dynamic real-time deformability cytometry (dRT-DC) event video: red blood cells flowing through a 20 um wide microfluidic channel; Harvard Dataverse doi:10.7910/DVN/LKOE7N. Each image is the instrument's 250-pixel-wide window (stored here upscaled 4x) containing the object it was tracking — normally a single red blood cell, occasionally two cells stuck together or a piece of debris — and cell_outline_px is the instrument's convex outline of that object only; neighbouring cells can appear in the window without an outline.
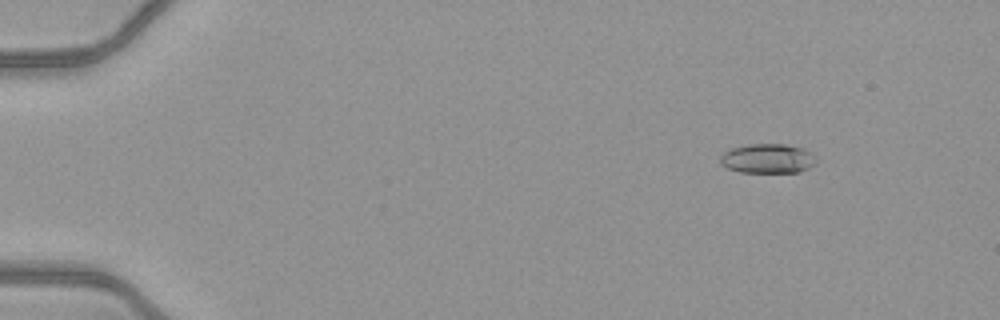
{"species": "common noctule bat (a hibernating species)", "species_latin": "Nyctalus noctula", "temperature_condition": "warm", "stored_images_in_passage": 52, "camera_frame_rate_fps": 3000, "um_per_image_px": 0.085, "animal": {"sex": "female", "body_mass_g": 21.9}, "frame": {"image": 1, "passage_image": 7, "time_ms": 2.0, "image_size_px": [1000, 320], "cell_outline_px": [[816, 164], [800, 172], [740, 172], [728, 168], [720, 164], [720, 156], [724, 152], [732, 148], [748, 144], [784, 144], [804, 148], [816, 160]], "centroid_in_image_um": [65.23, 13.48], "position_along_channel_um": 19.8, "area_um2": 16.42}}
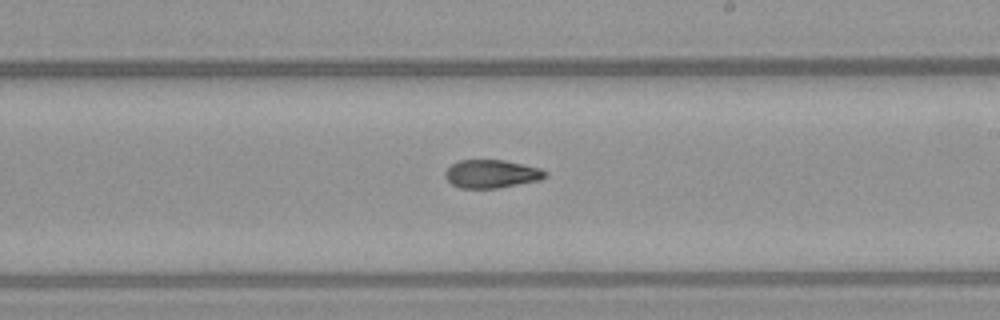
{"frame": {"image": 2, "passage_image": 32, "time_ms": 10.333, "image_size_px": [1000, 320], "cell_outline_px": [[548, 176], [540, 180], [496, 188], [460, 188], [452, 184], [444, 176], [444, 172], [452, 164], [460, 160], [504, 160], [540, 168], [548, 172]], "centroid_in_image_um": [41.79, 14.78], "position_along_channel_um": 247.2, "area_um2": 16.42}}
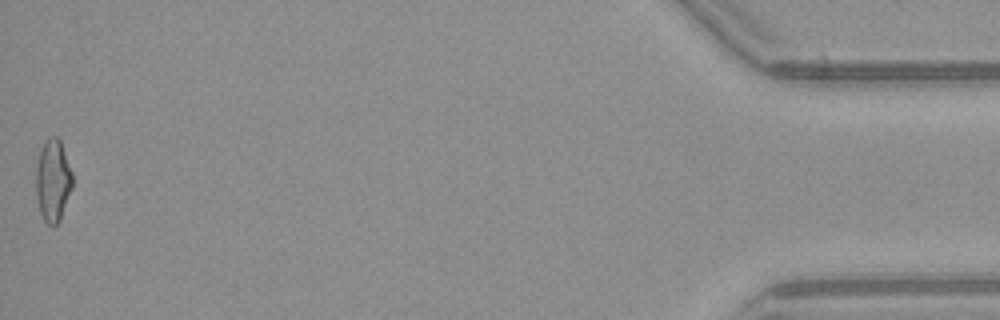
{"frame": {"image": 3, "passage_image": 52, "time_ms": 17.0, "image_size_px": [1000, 320], "cell_outline_px": [[72, 188], [60, 220], [56, 224], [48, 224], [44, 220], [40, 212], [36, 196], [36, 168], [40, 152], [44, 144], [52, 136], [56, 136], [60, 140], [72, 172]], "centroid_in_image_um": [4.5, 15.37], "position_along_channel_um": 430.7, "area_um2": 17.17}, "authors_computed_cell_mechanics": {"area_um2": 16.7042, "velocity_mm_per_s": 4.124, "shape_relaxation_time_tau1_ms": 9.7972, "shape_relaxation_time_tau2_ms": 3.929, "deformation_change_tau1": 0.2647, "deformation_change_tau2": 0.0801}}